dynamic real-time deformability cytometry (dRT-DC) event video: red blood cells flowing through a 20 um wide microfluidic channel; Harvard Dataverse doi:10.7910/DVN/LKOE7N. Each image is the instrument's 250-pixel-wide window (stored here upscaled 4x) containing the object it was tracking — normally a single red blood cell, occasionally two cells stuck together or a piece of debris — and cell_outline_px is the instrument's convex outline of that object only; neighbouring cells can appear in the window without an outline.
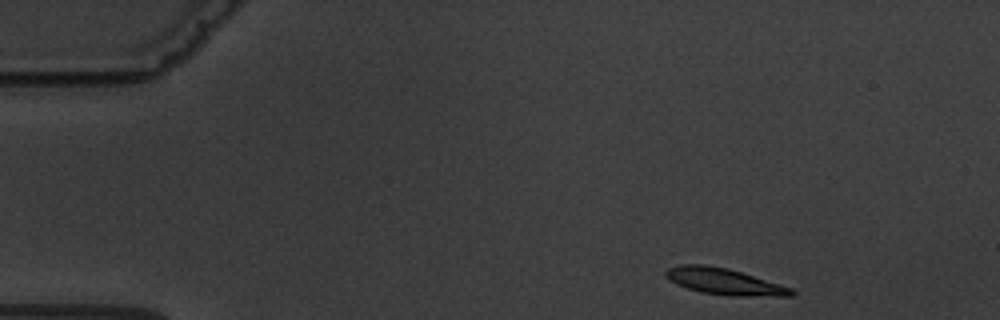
{"species": "common noctule bat (a hibernating species)", "species_latin": "Nyctalus noctula", "temperature_condition": "warm", "stored_images_in_passage": 4, "camera_frame_rate_fps": 3000, "um_per_image_px": 0.085, "animal": {"sex": "male", "body_mass_g": 19.5, "forearm_length_mm": 54.6}, "frame": {"image": 1, "passage_image": 1, "time_ms": 0.0, "image_size_px": [1000, 320], "cell_outline_px": [[796, 292], [792, 296], [728, 296], [700, 292], [688, 288], [664, 276], [664, 272], [668, 268], [680, 264], [704, 264], [728, 268], [780, 284], [792, 288]], "centroid_in_image_um": [61.58, 23.93], "position_along_channel_um": 23.4, "area_um2": 19.25}}
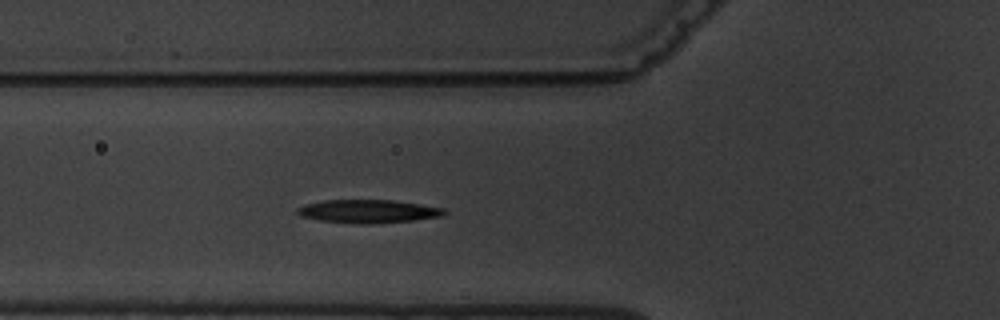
{"frame": {"image": 2, "passage_image": 4, "time_ms": 4.333, "image_size_px": [1000, 320], "cell_outline_px": [[448, 212], [444, 216], [412, 220], [372, 224], [360, 224], [320, 220], [300, 216], [296, 212], [296, 208], [304, 204], [324, 200], [392, 200], [444, 208]], "centroid_in_image_um": [31.28, 17.96], "position_along_channel_um": 94.5, "area_um2": 19.94}}